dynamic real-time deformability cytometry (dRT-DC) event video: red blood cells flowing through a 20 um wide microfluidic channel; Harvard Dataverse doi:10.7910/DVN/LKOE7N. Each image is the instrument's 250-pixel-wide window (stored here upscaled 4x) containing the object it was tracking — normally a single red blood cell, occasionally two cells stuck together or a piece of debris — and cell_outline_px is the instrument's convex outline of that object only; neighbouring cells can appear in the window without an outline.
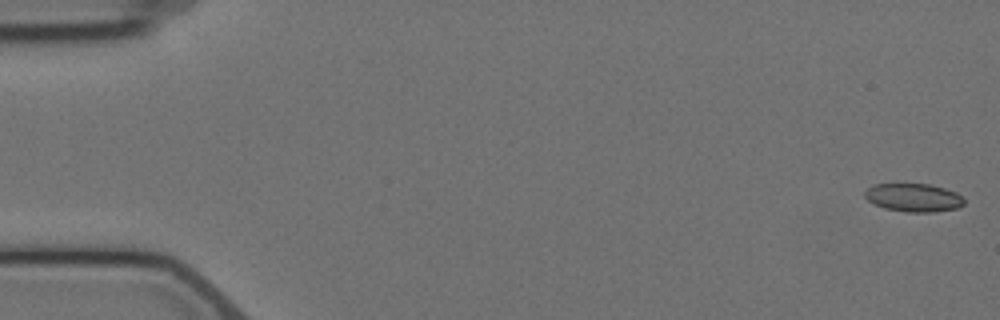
{"species": "Egyptian fruit bat (a non-hibernating species)", "species_latin": "Rousettus aegyptiacus", "temperature_condition": "cold", "stored_images_in_passage": 5, "camera_frame_rate_fps": 3000, "um_per_image_px": 0.085, "animal": {"sex": "female"}, "frame": {"image": 1, "passage_image": 1, "time_ms": 0.0, "image_size_px": [1000, 320], "cell_outline_px": [[964, 204], [956, 208], [932, 212], [908, 212], [884, 208], [872, 204], [864, 196], [864, 192], [872, 184], [932, 184], [956, 192], [964, 200]], "centroid_in_image_um": [77.62, 16.79], "position_along_channel_um": 7.4, "area_um2": 16.36}}
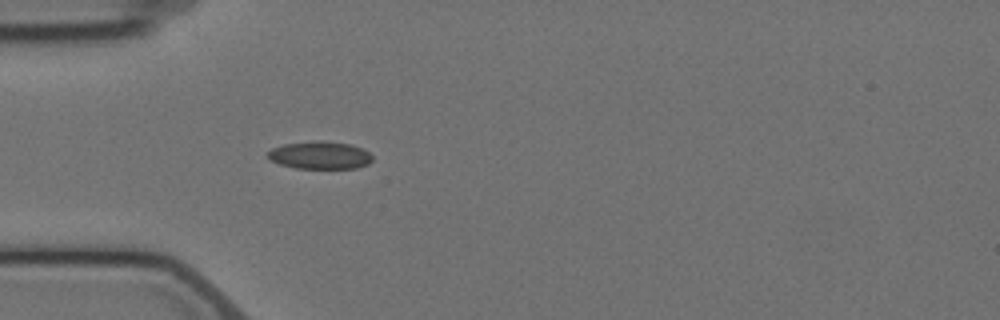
{"frame": {"image": 2, "passage_image": 5, "time_ms": 5.333, "image_size_px": [1000, 320], "cell_outline_px": [[372, 160], [368, 164], [356, 168], [296, 168], [280, 164], [272, 160], [268, 156], [268, 152], [272, 148], [284, 144], [348, 144], [360, 148], [368, 152], [372, 156]], "centroid_in_image_um": [27.21, 13.26], "position_along_channel_um": 57.8, "area_um2": 15.66}}